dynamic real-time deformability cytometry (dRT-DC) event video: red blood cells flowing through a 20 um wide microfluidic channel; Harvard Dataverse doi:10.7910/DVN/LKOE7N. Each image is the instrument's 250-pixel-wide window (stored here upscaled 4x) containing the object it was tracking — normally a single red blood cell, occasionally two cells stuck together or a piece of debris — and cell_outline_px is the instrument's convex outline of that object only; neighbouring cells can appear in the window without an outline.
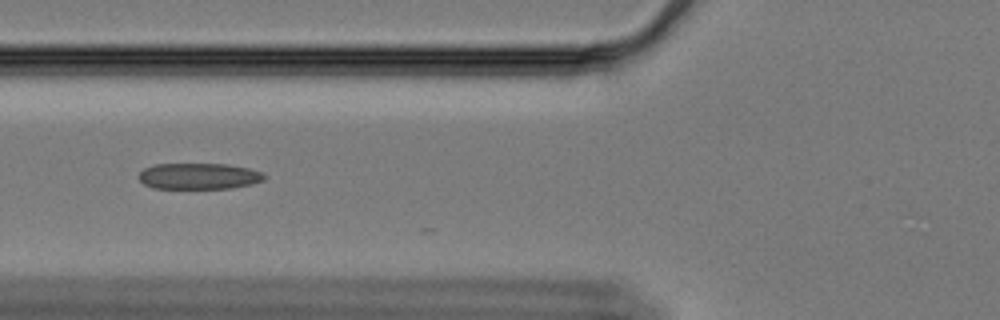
{"species": "Egyptian fruit bat (a non-hibernating species)", "species_latin": "Rousettus aegyptiacus", "temperature_condition": "cold", "stored_images_in_passage": 15, "camera_frame_rate_fps": 3000, "um_per_image_px": 0.085, "animal": {"sex": "female"}, "frame": {"image": 1, "passage_image": 4, "time_ms": 1.0, "image_size_px": [1000, 320], "cell_outline_px": [[268, 176], [264, 180], [252, 184], [232, 188], [152, 188], [144, 184], [136, 176], [144, 168], [156, 164], [224, 164], [248, 168], [264, 172]], "centroid_in_image_um": [16.92, 14.97], "position_along_channel_um": 108.9, "area_um2": 19.25}}
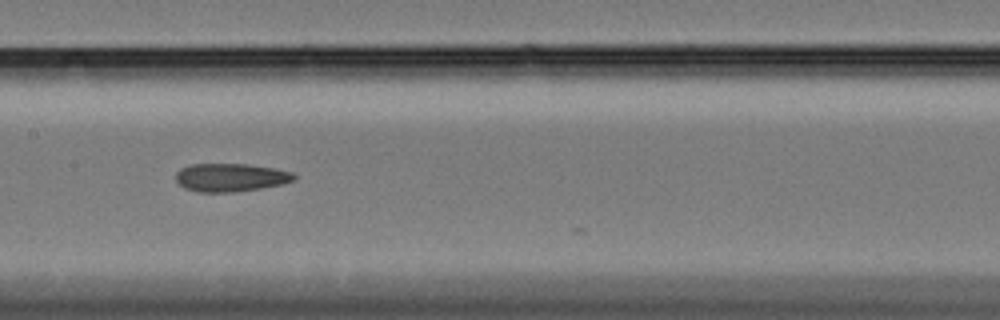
{"frame": {"image": 2, "passage_image": 11, "time_ms": 3.333, "image_size_px": [1000, 320], "cell_outline_px": [[296, 176], [292, 180], [280, 184], [260, 188], [232, 192], [196, 192], [184, 188], [176, 180], [176, 172], [180, 168], [192, 164], [244, 164], [272, 168], [292, 172]], "centroid_in_image_um": [19.54, 15.08], "position_along_channel_um": 187.9, "area_um2": 19.19}}
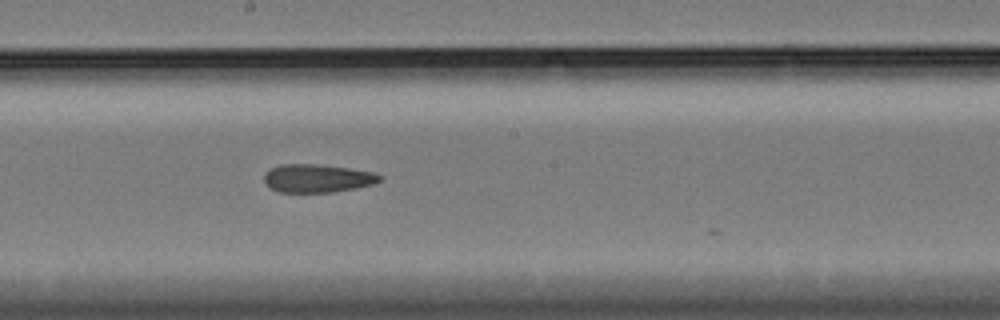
{"frame": {"image": 3, "passage_image": 14, "time_ms": 4.333, "image_size_px": [1000, 320], "cell_outline_px": [[384, 176], [380, 180], [372, 184], [356, 188], [332, 192], [280, 192], [268, 188], [264, 184], [264, 172], [280, 164], [316, 164], [348, 168], [372, 172]], "centroid_in_image_um": [26.92, 15.16], "position_along_channel_um": 221.3, "area_um2": 19.07}}